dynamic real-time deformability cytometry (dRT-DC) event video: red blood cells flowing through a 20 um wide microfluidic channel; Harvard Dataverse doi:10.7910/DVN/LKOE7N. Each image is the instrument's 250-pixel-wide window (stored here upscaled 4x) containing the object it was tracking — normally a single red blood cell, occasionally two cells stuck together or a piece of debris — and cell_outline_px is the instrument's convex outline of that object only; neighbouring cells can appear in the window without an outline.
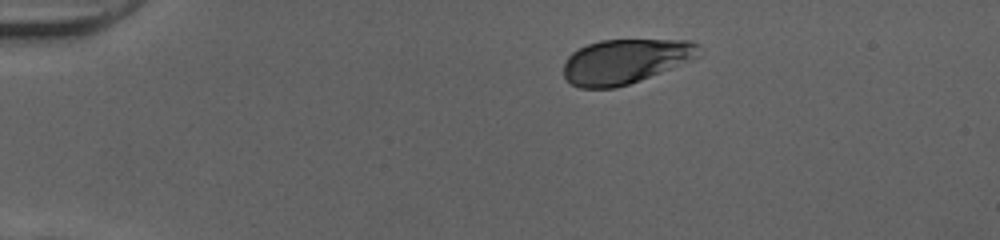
{"species": "human", "species_latin": "Homo sapiens", "temperature_condition": "cold", "stored_images_in_passage": 42, "camera_frame_rate_fps": 3000, "um_per_image_px": 0.085, "donor": {"sex": "female"}, "frame": {"image": 1, "passage_image": 1, "time_ms": 0.0, "image_size_px": [1000, 240], "cell_outline_px": [[704, 52], [700, 56], [692, 60], [640, 80], [616, 88], [580, 88], [572, 84], [564, 76], [564, 64], [568, 56], [572, 52], [588, 44], [600, 40], [692, 40], [700, 44]], "centroid_in_image_um": [53.21, 5.2], "position_along_channel_um": 31.8, "area_um2": 35.37}}
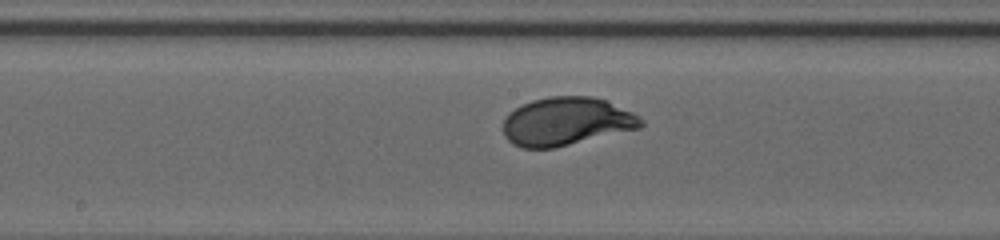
{"frame": {"image": 2, "passage_image": 19, "time_ms": 6.0, "image_size_px": [1000, 240], "cell_outline_px": [[644, 124], [640, 128], [556, 148], [520, 148], [512, 144], [504, 136], [504, 120], [508, 112], [532, 100], [548, 96], [592, 96], [608, 100], [640, 116], [644, 120]], "centroid_in_image_um": [48.16, 10.32], "position_along_channel_um": 200.0, "area_um2": 39.13}}
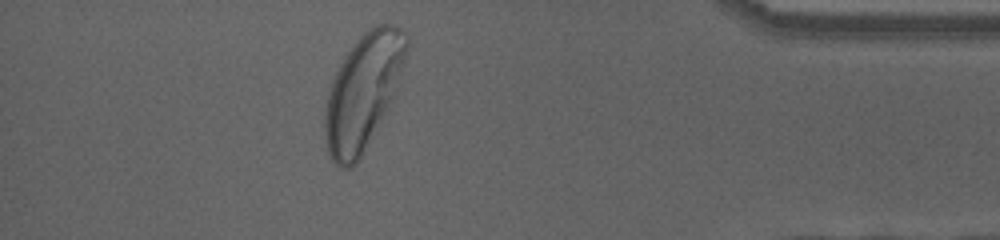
{"frame": {"image": 3, "passage_image": 37, "time_ms": 12.0, "image_size_px": [1000, 240], "cell_outline_px": [[408, 44], [404, 60], [388, 108], [356, 164], [352, 168], [340, 168], [328, 156], [324, 136], [324, 112], [328, 92], [332, 80], [344, 56], [360, 36], [368, 28], [376, 24], [396, 24], [408, 36]], "centroid_in_image_um": [30.82, 7.81], "position_along_channel_um": 404.4, "area_um2": 54.22}, "authors_computed_cell_mechanics": {"area_um2": 38.5526, "velocity_mm_per_s": 3.9882, "shape_relaxation_time_tau1_ms": 2.0259, "shape_relaxation_time_tau2_ms": null, "deformation_change_tau1": 0.1339, "deformation_change_tau2": null}}